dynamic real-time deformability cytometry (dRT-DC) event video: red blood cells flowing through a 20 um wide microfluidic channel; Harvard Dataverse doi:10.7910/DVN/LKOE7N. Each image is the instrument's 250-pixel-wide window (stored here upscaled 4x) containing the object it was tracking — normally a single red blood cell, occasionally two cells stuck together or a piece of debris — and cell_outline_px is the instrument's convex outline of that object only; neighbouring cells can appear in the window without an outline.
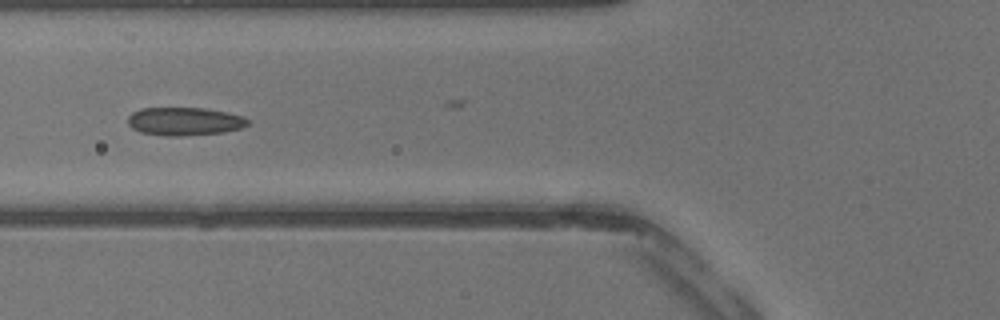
{"species": "common noctule bat (a hibernating species)", "species_latin": "Nyctalus noctula", "temperature_condition": "warm", "stored_images_in_passage": 27, "camera_frame_rate_fps": 3000, "um_per_image_px": 0.085, "animal": {"sex": "male", "body_mass_g": 13.3}, "frame": {"image": 1, "passage_image": 16, "time_ms": 5.0, "image_size_px": [1000, 320], "cell_outline_px": [[248, 124], [240, 128], [220, 132], [180, 136], [168, 136], [140, 132], [132, 128], [128, 124], [128, 116], [132, 112], [140, 108], [204, 108], [228, 112], [244, 116], [248, 120]], "centroid_in_image_um": [15.65, 10.3], "position_along_channel_um": 110.1, "area_um2": 19.59}}
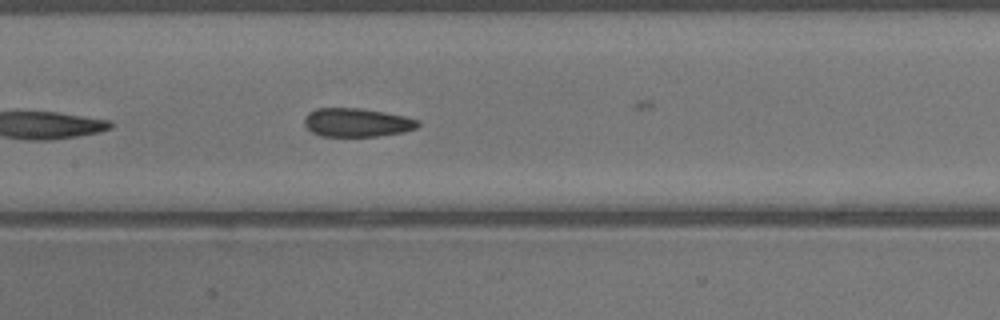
{"frame": {"image": 2, "passage_image": 20, "time_ms": 6.333, "image_size_px": [1000, 320], "cell_outline_px": [[420, 124], [416, 128], [404, 132], [376, 136], [324, 136], [312, 132], [304, 124], [304, 116], [308, 112], [316, 108], [360, 108], [384, 112], [404, 116], [420, 120]], "centroid_in_image_um": [30.33, 10.4], "position_along_channel_um": 177.1, "area_um2": 18.96}}